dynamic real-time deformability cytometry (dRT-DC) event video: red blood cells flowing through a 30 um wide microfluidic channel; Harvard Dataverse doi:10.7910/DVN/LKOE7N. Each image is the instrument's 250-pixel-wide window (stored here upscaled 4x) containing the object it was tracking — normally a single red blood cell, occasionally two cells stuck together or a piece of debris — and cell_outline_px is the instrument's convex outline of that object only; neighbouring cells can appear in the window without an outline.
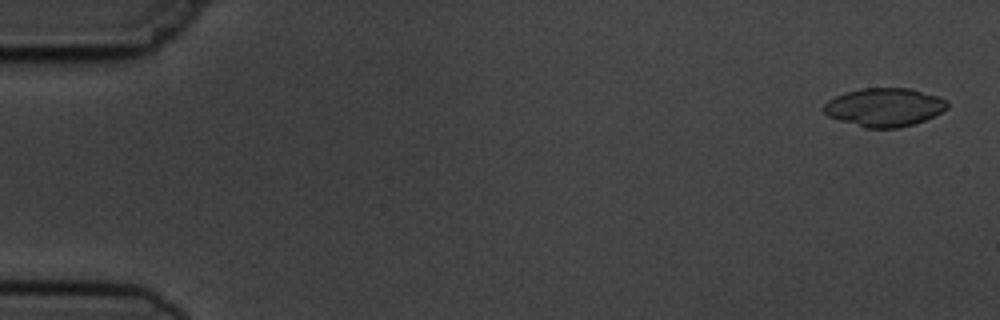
{"species": "common noctule bat (a hibernating species)", "species_latin": "Nyctalus noctula", "temperature_condition": "cold", "stored_images_in_passage": 5, "camera_frame_rate_fps": 3000, "um_per_image_px": 0.085, "animal": {"sex": "male", "body_mass_g": 19.5, "forearm_length_mm": 54.6}, "frame": {"image": 1, "passage_image": 1, "time_ms": 0.0, "image_size_px": [1000, 320], "cell_outline_px": [[948, 108], [924, 120], [900, 128], [864, 128], [828, 116], [824, 112], [824, 104], [828, 100], [844, 92], [860, 88], [908, 88], [940, 96], [948, 100]], "centroid_in_image_um": [75.18, 9.11], "position_along_channel_um": 9.8, "area_um2": 27.69}}